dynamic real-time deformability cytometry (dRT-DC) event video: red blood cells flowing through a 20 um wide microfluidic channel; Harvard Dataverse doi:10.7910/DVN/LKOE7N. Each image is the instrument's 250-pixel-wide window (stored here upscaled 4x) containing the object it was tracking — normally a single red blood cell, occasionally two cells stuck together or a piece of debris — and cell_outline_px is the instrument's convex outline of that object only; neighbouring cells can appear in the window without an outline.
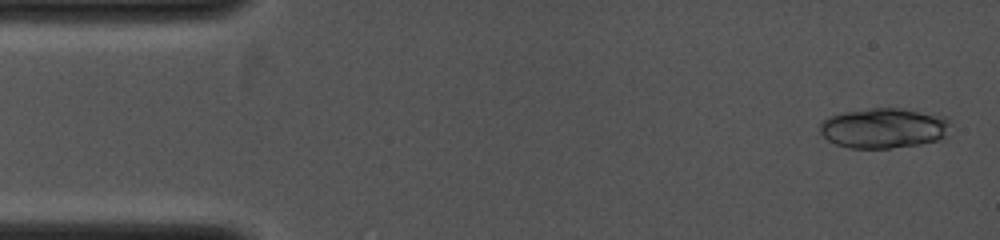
{"species": "common noctule bat (a hibernating species)", "species_latin": "Nyctalus noctula", "temperature_condition": "cold", "stored_images_in_passage": 6, "segment_of_instrument_passage": [1, 2], "camera_frame_rate_fps": 4000, "um_per_image_px": 0.085, "animal": {"sex": "female", "body_mass_g": 19.0, "forearm_length_mm": 53.3}, "frame": {"image": 1, "passage_image": 1, "time_ms": 0.0, "image_size_px": [1000, 240], "cell_outline_px": [[952, 124], [944, 136], [940, 140], [920, 144], [892, 148], [848, 148], [836, 144], [828, 140], [820, 132], [820, 124], [828, 116], [844, 112], [872, 108], [900, 108], [944, 116]], "centroid_in_image_um": [75.12, 10.89], "position_along_channel_um": 9.9, "area_um2": 30.58}}